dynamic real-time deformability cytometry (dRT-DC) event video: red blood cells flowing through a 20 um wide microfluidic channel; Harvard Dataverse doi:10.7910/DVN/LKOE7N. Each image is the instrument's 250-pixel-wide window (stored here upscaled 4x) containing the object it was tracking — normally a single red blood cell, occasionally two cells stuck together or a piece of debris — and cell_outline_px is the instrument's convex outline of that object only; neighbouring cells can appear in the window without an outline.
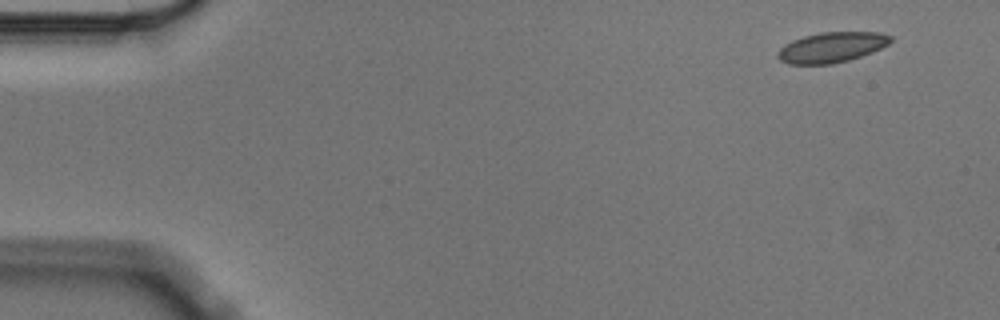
{"species": "Egyptian fruit bat (a non-hibernating species)", "species_latin": "Rousettus aegyptiacus", "temperature_condition": "cold", "stored_images_in_passage": 10, "camera_frame_rate_fps": 3000, "um_per_image_px": 0.085, "animal": {"sex": "male"}, "frame": {"image": 1, "passage_image": 1, "time_ms": 0.0, "image_size_px": [1000, 320], "cell_outline_px": [[892, 40], [888, 44], [872, 52], [848, 60], [832, 64], [788, 64], [780, 60], [776, 56], [776, 52], [784, 44], [792, 40], [804, 36], [820, 32], [880, 32], [892, 36]], "centroid_in_image_um": [70.66, 4.02], "position_along_channel_um": 14.3, "area_um2": 20.0}}
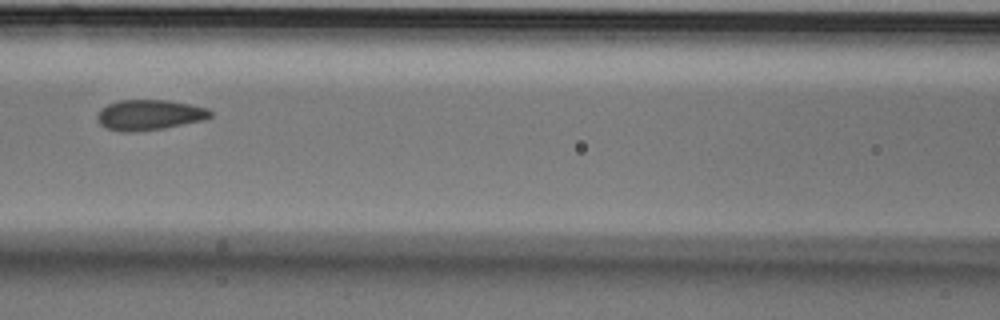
{"frame": {"image": 2, "passage_image": 6, "time_ms": 1.667, "image_size_px": [1000, 320], "cell_outline_px": [[212, 116], [204, 120], [164, 128], [136, 132], [120, 132], [104, 128], [100, 124], [96, 116], [100, 108], [108, 104], [120, 100], [168, 100], [192, 104], [208, 108], [212, 112]], "centroid_in_image_um": [12.68, 9.77], "position_along_channel_um": 153.9, "area_um2": 20.35}}
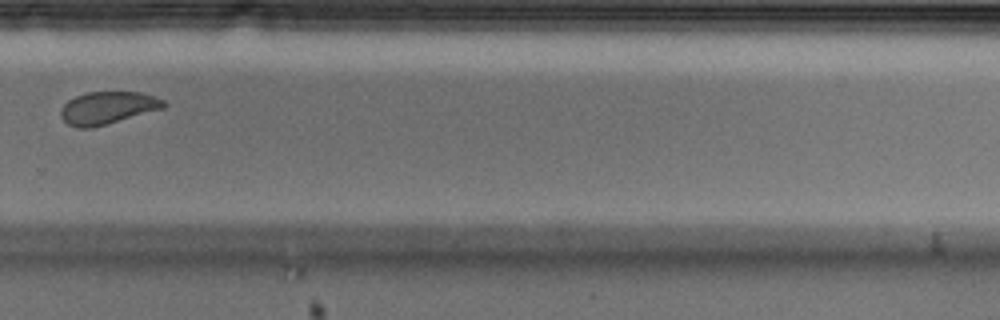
{"frame": {"image": 3, "passage_image": 10, "time_ms": 3.0, "image_size_px": [1000, 320], "cell_outline_px": [[168, 104], [164, 108], [104, 124], [88, 128], [76, 128], [68, 124], [60, 116], [60, 112], [64, 104], [68, 100], [76, 96], [88, 92], [140, 92], [164, 100]], "centroid_in_image_um": [9.13, 9.16], "position_along_channel_um": 320.7, "area_um2": 19.19}}